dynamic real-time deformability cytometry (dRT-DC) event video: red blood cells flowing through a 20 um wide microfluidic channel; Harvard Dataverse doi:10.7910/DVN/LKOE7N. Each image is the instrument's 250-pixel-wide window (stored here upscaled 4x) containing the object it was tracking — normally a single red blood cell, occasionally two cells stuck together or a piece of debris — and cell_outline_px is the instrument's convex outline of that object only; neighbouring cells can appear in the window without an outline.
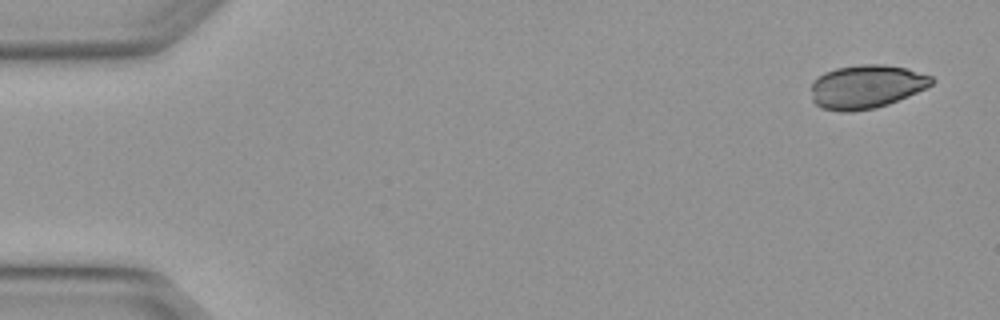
{"species": "Egyptian fruit bat (a non-hibernating species)", "species_latin": "Rousettus aegyptiacus", "temperature_condition": "warm", "stored_images_in_passage": 4, "segment_of_instrument_passage": [1, 2], "camera_frame_rate_fps": 3000, "um_per_image_px": 0.085, "animal": {"sex": "female"}, "frame": {"image": 1, "passage_image": 1, "time_ms": 0.0, "image_size_px": [1000, 320], "cell_outline_px": [[936, 80], [932, 84], [908, 96], [888, 104], [876, 108], [848, 112], [840, 112], [820, 108], [812, 100], [812, 80], [824, 72], [836, 68], [860, 64], [884, 64], [908, 68], [932, 76]], "centroid_in_image_um": [73.62, 7.36], "position_along_channel_um": 11.4, "area_um2": 30.87}}